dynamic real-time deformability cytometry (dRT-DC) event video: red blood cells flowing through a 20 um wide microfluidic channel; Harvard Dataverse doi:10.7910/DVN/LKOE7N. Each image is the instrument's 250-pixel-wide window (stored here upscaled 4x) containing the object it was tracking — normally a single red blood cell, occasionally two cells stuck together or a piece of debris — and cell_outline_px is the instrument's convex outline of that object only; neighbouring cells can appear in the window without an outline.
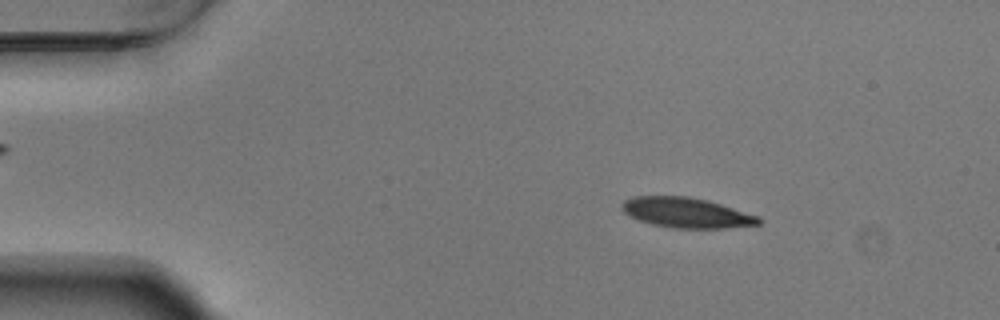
{"species": "Egyptian fruit bat (a non-hibernating species)", "species_latin": "Rousettus aegyptiacus", "temperature_condition": "warm", "stored_images_in_passage": 53, "camera_frame_rate_fps": 3000, "um_per_image_px": 0.085, "animal": {"sex": "male"}, "frame": {"image": 1, "passage_image": 7, "time_ms": 2.0, "image_size_px": [1000, 320], "cell_outline_px": [[764, 220], [760, 224], [724, 228], [672, 228], [652, 224], [640, 220], [624, 212], [620, 208], [620, 204], [624, 200], [632, 196], [688, 196], [708, 200], [760, 216]], "centroid_in_image_um": [58.36, 18.07], "position_along_channel_um": 26.6, "area_um2": 24.16}}
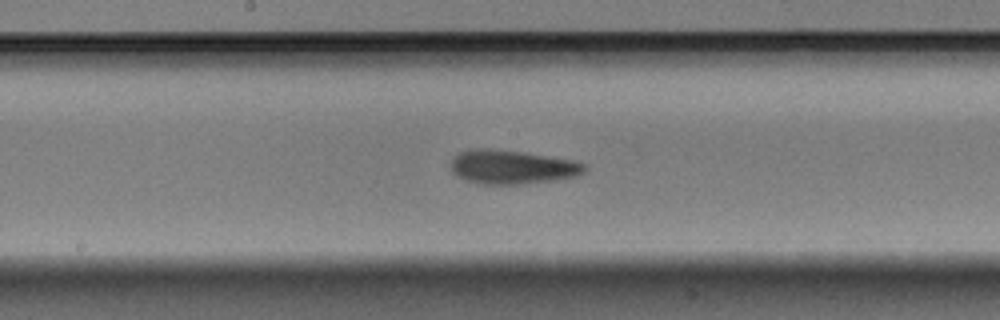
{"frame": {"image": 2, "passage_image": 27, "time_ms": 8.667, "image_size_px": [1000, 320], "cell_outline_px": [[588, 168], [580, 176], [556, 180], [524, 184], [476, 184], [464, 180], [456, 176], [452, 172], [452, 156], [460, 152], [476, 148], [488, 148], [524, 152], [572, 160], [588, 164]], "centroid_in_image_um": [43.55, 14.21], "position_along_channel_um": 204.7, "area_um2": 26.88}}
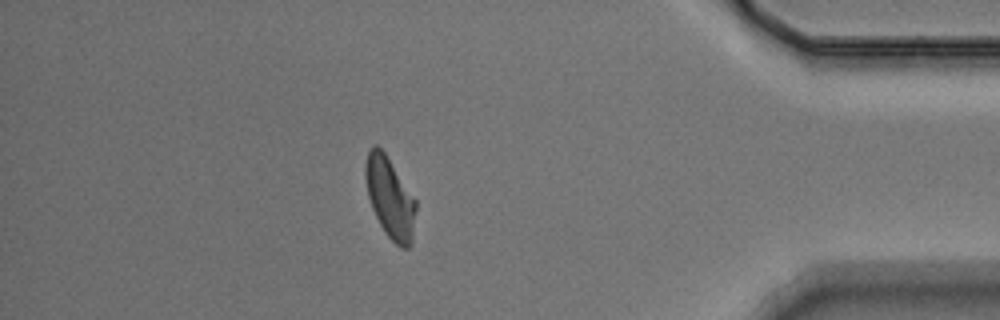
{"frame": {"image": 3, "passage_image": 46, "time_ms": 15.0, "image_size_px": [1000, 320], "cell_outline_px": [[416, 208], [412, 244], [408, 248], [400, 248], [384, 232], [372, 208], [368, 196], [364, 176], [364, 168], [368, 148], [372, 144], [376, 144], [384, 152], [416, 200]], "centroid_in_image_um": [33.13, 16.8], "position_along_channel_um": 402.1, "area_um2": 23.81}, "authors_computed_cell_mechanics": {"area_um2": 24.6806, "velocity_mm_per_s": 3.7155, "shape_relaxation_time_tau1_ms": 4.7999, "shape_relaxation_time_tau2_ms": 2.1942, "deformation_change_tau1": 0.1593, "deformation_change_tau2": 0.0842}}